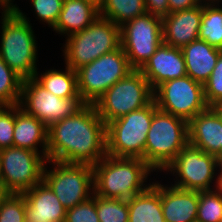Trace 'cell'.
Instances as JSON below:
<instances>
[{
    "instance_id": "obj_1",
    "label": "cell",
    "mask_w": 222,
    "mask_h": 222,
    "mask_svg": "<svg viewBox=\"0 0 222 222\" xmlns=\"http://www.w3.org/2000/svg\"><path fill=\"white\" fill-rule=\"evenodd\" d=\"M106 155V124L94 104L48 127L47 160L94 166Z\"/></svg>"
},
{
    "instance_id": "obj_2",
    "label": "cell",
    "mask_w": 222,
    "mask_h": 222,
    "mask_svg": "<svg viewBox=\"0 0 222 222\" xmlns=\"http://www.w3.org/2000/svg\"><path fill=\"white\" fill-rule=\"evenodd\" d=\"M0 12V58L23 79L34 78L38 45L29 18L17 4Z\"/></svg>"
},
{
    "instance_id": "obj_3",
    "label": "cell",
    "mask_w": 222,
    "mask_h": 222,
    "mask_svg": "<svg viewBox=\"0 0 222 222\" xmlns=\"http://www.w3.org/2000/svg\"><path fill=\"white\" fill-rule=\"evenodd\" d=\"M92 168L94 194L124 200L145 191L152 184H147L148 176L155 172L141 158L108 154Z\"/></svg>"
},
{
    "instance_id": "obj_4",
    "label": "cell",
    "mask_w": 222,
    "mask_h": 222,
    "mask_svg": "<svg viewBox=\"0 0 222 222\" xmlns=\"http://www.w3.org/2000/svg\"><path fill=\"white\" fill-rule=\"evenodd\" d=\"M62 46L65 65L74 71L100 56L121 48V30L99 15L84 30L69 35Z\"/></svg>"
},
{
    "instance_id": "obj_5",
    "label": "cell",
    "mask_w": 222,
    "mask_h": 222,
    "mask_svg": "<svg viewBox=\"0 0 222 222\" xmlns=\"http://www.w3.org/2000/svg\"><path fill=\"white\" fill-rule=\"evenodd\" d=\"M188 143V122L158 109L147 134L144 161L162 173Z\"/></svg>"
},
{
    "instance_id": "obj_6",
    "label": "cell",
    "mask_w": 222,
    "mask_h": 222,
    "mask_svg": "<svg viewBox=\"0 0 222 222\" xmlns=\"http://www.w3.org/2000/svg\"><path fill=\"white\" fill-rule=\"evenodd\" d=\"M155 101L106 124L107 154L114 157L141 158L154 113Z\"/></svg>"
},
{
    "instance_id": "obj_7",
    "label": "cell",
    "mask_w": 222,
    "mask_h": 222,
    "mask_svg": "<svg viewBox=\"0 0 222 222\" xmlns=\"http://www.w3.org/2000/svg\"><path fill=\"white\" fill-rule=\"evenodd\" d=\"M154 100L153 89L144 75L134 69L111 86L94 106L105 124L134 110L149 105Z\"/></svg>"
},
{
    "instance_id": "obj_8",
    "label": "cell",
    "mask_w": 222,
    "mask_h": 222,
    "mask_svg": "<svg viewBox=\"0 0 222 222\" xmlns=\"http://www.w3.org/2000/svg\"><path fill=\"white\" fill-rule=\"evenodd\" d=\"M133 70L122 47L106 53L76 70L79 95L86 104H94Z\"/></svg>"
},
{
    "instance_id": "obj_9",
    "label": "cell",
    "mask_w": 222,
    "mask_h": 222,
    "mask_svg": "<svg viewBox=\"0 0 222 222\" xmlns=\"http://www.w3.org/2000/svg\"><path fill=\"white\" fill-rule=\"evenodd\" d=\"M217 171V157L189 143L163 170L175 176L172 186L196 191L218 188Z\"/></svg>"
},
{
    "instance_id": "obj_10",
    "label": "cell",
    "mask_w": 222,
    "mask_h": 222,
    "mask_svg": "<svg viewBox=\"0 0 222 222\" xmlns=\"http://www.w3.org/2000/svg\"><path fill=\"white\" fill-rule=\"evenodd\" d=\"M47 163L53 168L50 169ZM43 180L66 209L88 200L94 193L93 168L88 164L47 160Z\"/></svg>"
},
{
    "instance_id": "obj_11",
    "label": "cell",
    "mask_w": 222,
    "mask_h": 222,
    "mask_svg": "<svg viewBox=\"0 0 222 222\" xmlns=\"http://www.w3.org/2000/svg\"><path fill=\"white\" fill-rule=\"evenodd\" d=\"M153 95L159 110L187 122L209 107L203 84L188 75L161 83L153 90Z\"/></svg>"
},
{
    "instance_id": "obj_12",
    "label": "cell",
    "mask_w": 222,
    "mask_h": 222,
    "mask_svg": "<svg viewBox=\"0 0 222 222\" xmlns=\"http://www.w3.org/2000/svg\"><path fill=\"white\" fill-rule=\"evenodd\" d=\"M86 103L81 97L60 98L47 91L34 78L23 80L19 102L29 115H33L47 127L64 118L75 115Z\"/></svg>"
},
{
    "instance_id": "obj_13",
    "label": "cell",
    "mask_w": 222,
    "mask_h": 222,
    "mask_svg": "<svg viewBox=\"0 0 222 222\" xmlns=\"http://www.w3.org/2000/svg\"><path fill=\"white\" fill-rule=\"evenodd\" d=\"M121 47L133 69L139 70L163 42L162 18L145 13L120 26Z\"/></svg>"
},
{
    "instance_id": "obj_14",
    "label": "cell",
    "mask_w": 222,
    "mask_h": 222,
    "mask_svg": "<svg viewBox=\"0 0 222 222\" xmlns=\"http://www.w3.org/2000/svg\"><path fill=\"white\" fill-rule=\"evenodd\" d=\"M47 159L38 152L20 147L0 150L3 183L10 193H23L43 180Z\"/></svg>"
},
{
    "instance_id": "obj_15",
    "label": "cell",
    "mask_w": 222,
    "mask_h": 222,
    "mask_svg": "<svg viewBox=\"0 0 222 222\" xmlns=\"http://www.w3.org/2000/svg\"><path fill=\"white\" fill-rule=\"evenodd\" d=\"M139 71L153 90L163 82L187 75L181 48L171 47L163 42Z\"/></svg>"
},
{
    "instance_id": "obj_16",
    "label": "cell",
    "mask_w": 222,
    "mask_h": 222,
    "mask_svg": "<svg viewBox=\"0 0 222 222\" xmlns=\"http://www.w3.org/2000/svg\"><path fill=\"white\" fill-rule=\"evenodd\" d=\"M189 144L216 157L221 156L222 111L208 107L188 122Z\"/></svg>"
},
{
    "instance_id": "obj_17",
    "label": "cell",
    "mask_w": 222,
    "mask_h": 222,
    "mask_svg": "<svg viewBox=\"0 0 222 222\" xmlns=\"http://www.w3.org/2000/svg\"><path fill=\"white\" fill-rule=\"evenodd\" d=\"M22 194L26 222H65L66 208L44 180Z\"/></svg>"
},
{
    "instance_id": "obj_18",
    "label": "cell",
    "mask_w": 222,
    "mask_h": 222,
    "mask_svg": "<svg viewBox=\"0 0 222 222\" xmlns=\"http://www.w3.org/2000/svg\"><path fill=\"white\" fill-rule=\"evenodd\" d=\"M203 4L189 10L169 13L162 18V40L171 47L182 48L197 40Z\"/></svg>"
},
{
    "instance_id": "obj_19",
    "label": "cell",
    "mask_w": 222,
    "mask_h": 222,
    "mask_svg": "<svg viewBox=\"0 0 222 222\" xmlns=\"http://www.w3.org/2000/svg\"><path fill=\"white\" fill-rule=\"evenodd\" d=\"M199 191L161 184V206L166 222H196Z\"/></svg>"
},
{
    "instance_id": "obj_20",
    "label": "cell",
    "mask_w": 222,
    "mask_h": 222,
    "mask_svg": "<svg viewBox=\"0 0 222 222\" xmlns=\"http://www.w3.org/2000/svg\"><path fill=\"white\" fill-rule=\"evenodd\" d=\"M13 146L41 153L47 159L48 127L33 115L26 113L19 104L15 105Z\"/></svg>"
},
{
    "instance_id": "obj_21",
    "label": "cell",
    "mask_w": 222,
    "mask_h": 222,
    "mask_svg": "<svg viewBox=\"0 0 222 222\" xmlns=\"http://www.w3.org/2000/svg\"><path fill=\"white\" fill-rule=\"evenodd\" d=\"M181 50L185 59L187 75L204 85L211 76L222 50L200 39L183 46Z\"/></svg>"
},
{
    "instance_id": "obj_22",
    "label": "cell",
    "mask_w": 222,
    "mask_h": 222,
    "mask_svg": "<svg viewBox=\"0 0 222 222\" xmlns=\"http://www.w3.org/2000/svg\"><path fill=\"white\" fill-rule=\"evenodd\" d=\"M99 16V8L87 0H64L53 31L72 35L87 28Z\"/></svg>"
},
{
    "instance_id": "obj_23",
    "label": "cell",
    "mask_w": 222,
    "mask_h": 222,
    "mask_svg": "<svg viewBox=\"0 0 222 222\" xmlns=\"http://www.w3.org/2000/svg\"><path fill=\"white\" fill-rule=\"evenodd\" d=\"M127 201L128 222H166L161 206V183L158 180Z\"/></svg>"
},
{
    "instance_id": "obj_24",
    "label": "cell",
    "mask_w": 222,
    "mask_h": 222,
    "mask_svg": "<svg viewBox=\"0 0 222 222\" xmlns=\"http://www.w3.org/2000/svg\"><path fill=\"white\" fill-rule=\"evenodd\" d=\"M34 79L47 91L60 98L81 97L78 92L77 73L65 65V70H45L44 73L36 71Z\"/></svg>"
},
{
    "instance_id": "obj_25",
    "label": "cell",
    "mask_w": 222,
    "mask_h": 222,
    "mask_svg": "<svg viewBox=\"0 0 222 222\" xmlns=\"http://www.w3.org/2000/svg\"><path fill=\"white\" fill-rule=\"evenodd\" d=\"M145 13V0H105L99 9V15L119 27Z\"/></svg>"
},
{
    "instance_id": "obj_26",
    "label": "cell",
    "mask_w": 222,
    "mask_h": 222,
    "mask_svg": "<svg viewBox=\"0 0 222 222\" xmlns=\"http://www.w3.org/2000/svg\"><path fill=\"white\" fill-rule=\"evenodd\" d=\"M222 5V4H221ZM220 4L203 5L198 39L222 50V6Z\"/></svg>"
},
{
    "instance_id": "obj_27",
    "label": "cell",
    "mask_w": 222,
    "mask_h": 222,
    "mask_svg": "<svg viewBox=\"0 0 222 222\" xmlns=\"http://www.w3.org/2000/svg\"><path fill=\"white\" fill-rule=\"evenodd\" d=\"M23 80L0 58V106L19 104Z\"/></svg>"
},
{
    "instance_id": "obj_28",
    "label": "cell",
    "mask_w": 222,
    "mask_h": 222,
    "mask_svg": "<svg viewBox=\"0 0 222 222\" xmlns=\"http://www.w3.org/2000/svg\"><path fill=\"white\" fill-rule=\"evenodd\" d=\"M196 222H222V193L218 188L199 191Z\"/></svg>"
},
{
    "instance_id": "obj_29",
    "label": "cell",
    "mask_w": 222,
    "mask_h": 222,
    "mask_svg": "<svg viewBox=\"0 0 222 222\" xmlns=\"http://www.w3.org/2000/svg\"><path fill=\"white\" fill-rule=\"evenodd\" d=\"M99 222H128V201L95 195Z\"/></svg>"
},
{
    "instance_id": "obj_30",
    "label": "cell",
    "mask_w": 222,
    "mask_h": 222,
    "mask_svg": "<svg viewBox=\"0 0 222 222\" xmlns=\"http://www.w3.org/2000/svg\"><path fill=\"white\" fill-rule=\"evenodd\" d=\"M0 222H26L25 199L22 193H10L0 204Z\"/></svg>"
},
{
    "instance_id": "obj_31",
    "label": "cell",
    "mask_w": 222,
    "mask_h": 222,
    "mask_svg": "<svg viewBox=\"0 0 222 222\" xmlns=\"http://www.w3.org/2000/svg\"><path fill=\"white\" fill-rule=\"evenodd\" d=\"M204 98L209 107H215L222 100V52L211 76L203 85Z\"/></svg>"
},
{
    "instance_id": "obj_32",
    "label": "cell",
    "mask_w": 222,
    "mask_h": 222,
    "mask_svg": "<svg viewBox=\"0 0 222 222\" xmlns=\"http://www.w3.org/2000/svg\"><path fill=\"white\" fill-rule=\"evenodd\" d=\"M64 0H30L32 9L39 22H44L53 28L58 21Z\"/></svg>"
},
{
    "instance_id": "obj_33",
    "label": "cell",
    "mask_w": 222,
    "mask_h": 222,
    "mask_svg": "<svg viewBox=\"0 0 222 222\" xmlns=\"http://www.w3.org/2000/svg\"><path fill=\"white\" fill-rule=\"evenodd\" d=\"M65 222H99L95 194L86 201L66 209Z\"/></svg>"
},
{
    "instance_id": "obj_34",
    "label": "cell",
    "mask_w": 222,
    "mask_h": 222,
    "mask_svg": "<svg viewBox=\"0 0 222 222\" xmlns=\"http://www.w3.org/2000/svg\"><path fill=\"white\" fill-rule=\"evenodd\" d=\"M15 105L0 106V150L13 146Z\"/></svg>"
},
{
    "instance_id": "obj_35",
    "label": "cell",
    "mask_w": 222,
    "mask_h": 222,
    "mask_svg": "<svg viewBox=\"0 0 222 222\" xmlns=\"http://www.w3.org/2000/svg\"><path fill=\"white\" fill-rule=\"evenodd\" d=\"M146 13L158 17H165L169 14L168 0H145Z\"/></svg>"
},
{
    "instance_id": "obj_36",
    "label": "cell",
    "mask_w": 222,
    "mask_h": 222,
    "mask_svg": "<svg viewBox=\"0 0 222 222\" xmlns=\"http://www.w3.org/2000/svg\"><path fill=\"white\" fill-rule=\"evenodd\" d=\"M169 3V13L189 10L200 5L199 0H168Z\"/></svg>"
},
{
    "instance_id": "obj_37",
    "label": "cell",
    "mask_w": 222,
    "mask_h": 222,
    "mask_svg": "<svg viewBox=\"0 0 222 222\" xmlns=\"http://www.w3.org/2000/svg\"><path fill=\"white\" fill-rule=\"evenodd\" d=\"M15 0H0V10L1 9H12L15 6L13 3Z\"/></svg>"
},
{
    "instance_id": "obj_38",
    "label": "cell",
    "mask_w": 222,
    "mask_h": 222,
    "mask_svg": "<svg viewBox=\"0 0 222 222\" xmlns=\"http://www.w3.org/2000/svg\"><path fill=\"white\" fill-rule=\"evenodd\" d=\"M10 194L3 182H0V204Z\"/></svg>"
},
{
    "instance_id": "obj_39",
    "label": "cell",
    "mask_w": 222,
    "mask_h": 222,
    "mask_svg": "<svg viewBox=\"0 0 222 222\" xmlns=\"http://www.w3.org/2000/svg\"><path fill=\"white\" fill-rule=\"evenodd\" d=\"M218 177H222V156L217 157Z\"/></svg>"
},
{
    "instance_id": "obj_40",
    "label": "cell",
    "mask_w": 222,
    "mask_h": 222,
    "mask_svg": "<svg viewBox=\"0 0 222 222\" xmlns=\"http://www.w3.org/2000/svg\"><path fill=\"white\" fill-rule=\"evenodd\" d=\"M201 4H222V0H199Z\"/></svg>"
},
{
    "instance_id": "obj_41",
    "label": "cell",
    "mask_w": 222,
    "mask_h": 222,
    "mask_svg": "<svg viewBox=\"0 0 222 222\" xmlns=\"http://www.w3.org/2000/svg\"><path fill=\"white\" fill-rule=\"evenodd\" d=\"M87 1L93 3L99 9L103 5V3L105 2V0H87Z\"/></svg>"
},
{
    "instance_id": "obj_42",
    "label": "cell",
    "mask_w": 222,
    "mask_h": 222,
    "mask_svg": "<svg viewBox=\"0 0 222 222\" xmlns=\"http://www.w3.org/2000/svg\"><path fill=\"white\" fill-rule=\"evenodd\" d=\"M219 180V184H218V189L221 191L222 193V177H218Z\"/></svg>"
},
{
    "instance_id": "obj_43",
    "label": "cell",
    "mask_w": 222,
    "mask_h": 222,
    "mask_svg": "<svg viewBox=\"0 0 222 222\" xmlns=\"http://www.w3.org/2000/svg\"><path fill=\"white\" fill-rule=\"evenodd\" d=\"M215 108L219 111H222V100L215 106Z\"/></svg>"
},
{
    "instance_id": "obj_44",
    "label": "cell",
    "mask_w": 222,
    "mask_h": 222,
    "mask_svg": "<svg viewBox=\"0 0 222 222\" xmlns=\"http://www.w3.org/2000/svg\"><path fill=\"white\" fill-rule=\"evenodd\" d=\"M0 182H3L2 174H1V166H0Z\"/></svg>"
}]
</instances>
